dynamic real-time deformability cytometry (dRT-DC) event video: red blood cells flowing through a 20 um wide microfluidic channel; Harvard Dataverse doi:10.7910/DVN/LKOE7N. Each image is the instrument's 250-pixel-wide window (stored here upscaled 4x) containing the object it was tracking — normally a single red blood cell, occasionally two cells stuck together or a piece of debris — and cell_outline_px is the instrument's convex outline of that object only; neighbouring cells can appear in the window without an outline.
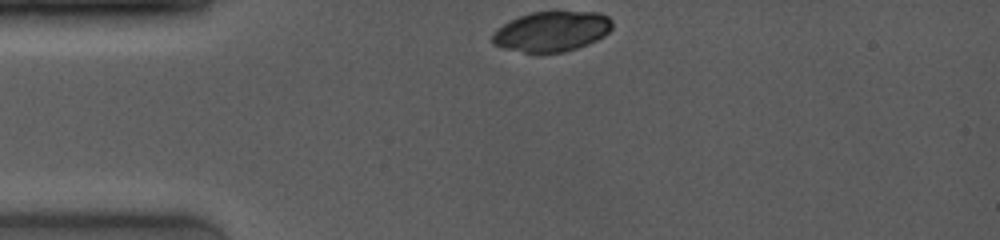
{"species": "common noctule bat (a hibernating species)", "species_latin": "Nyctalus noctula", "temperature_condition": "room temperature", "stored_images_in_passage": 8, "camera_frame_rate_fps": 4000, "um_per_image_px": 0.085, "animal": {"sex": "female", "body_mass_g": 19.0, "forearm_length_mm": 53.3}, "frame": {"image": 1, "passage_image": 1, "time_ms": 0.0, "image_size_px": [1000, 240], "cell_outline_px": [[612, 28], [604, 36], [588, 44], [564, 52], [540, 56], [536, 56], [500, 48], [492, 44], [492, 32], [504, 24], [520, 16], [532, 12], [600, 12], [608, 16], [612, 20]], "centroid_in_image_um": [46.86, 2.72], "position_along_channel_um": 38.1, "area_um2": 28.78}}